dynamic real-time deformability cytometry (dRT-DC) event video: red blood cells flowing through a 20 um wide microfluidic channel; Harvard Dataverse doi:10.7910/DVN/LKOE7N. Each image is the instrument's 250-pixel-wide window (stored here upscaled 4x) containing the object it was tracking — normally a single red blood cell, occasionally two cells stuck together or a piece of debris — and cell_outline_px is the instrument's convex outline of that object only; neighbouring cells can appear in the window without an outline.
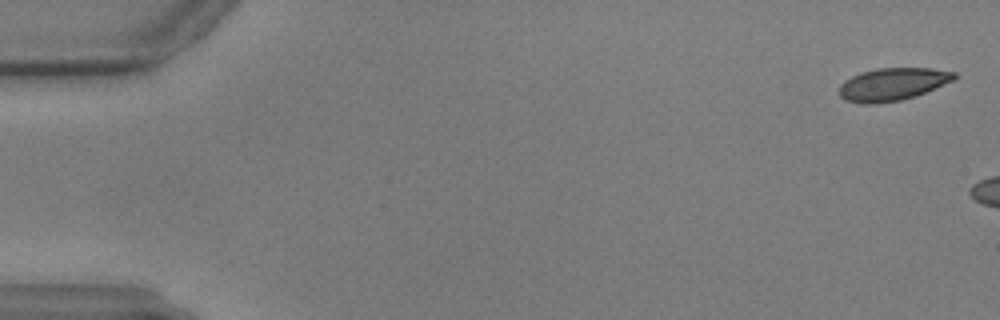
{"species": "common noctule bat (a hibernating species)", "species_latin": "Nyctalus noctula", "temperature_condition": "warm", "stored_images_in_passage": 7, "camera_frame_rate_fps": 3000, "um_per_image_px": 0.085, "animal": {"sex": "male", "body_mass_g": 17.9, "forearm_length_mm": 54.2}, "frame": {"image": 1, "passage_image": 2, "time_ms": 0.333, "image_size_px": [1000, 320], "cell_outline_px": [[960, 76], [952, 80], [916, 96], [900, 100], [876, 104], [860, 104], [844, 100], [840, 96], [840, 84], [844, 80], [860, 72], [876, 68], [928, 68], [956, 72]], "centroid_in_image_um": [75.84, 7.16], "position_along_channel_um": 9.2, "area_um2": 21.96}}